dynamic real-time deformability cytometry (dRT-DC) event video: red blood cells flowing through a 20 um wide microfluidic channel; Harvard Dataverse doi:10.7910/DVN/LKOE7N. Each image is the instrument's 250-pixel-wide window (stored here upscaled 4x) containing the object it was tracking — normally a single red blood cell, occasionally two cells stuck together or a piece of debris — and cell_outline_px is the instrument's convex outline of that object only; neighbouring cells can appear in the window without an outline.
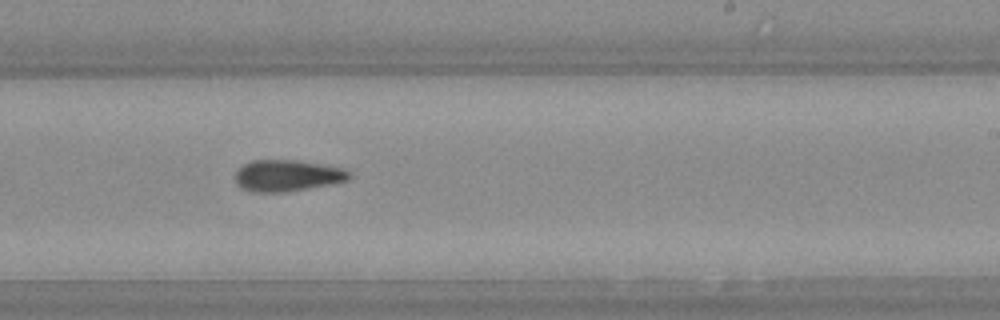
{"species": "Egyptian fruit bat (a non-hibernating species)", "species_latin": "Rousettus aegyptiacus", "temperature_condition": "warm", "stored_images_in_passage": 24, "camera_frame_rate_fps": 3000, "um_per_image_px": 0.085, "animal": {"sex": "female"}, "frame": {"image": 1, "passage_image": 14, "time_ms": 4.333, "image_size_px": [1000, 320], "cell_outline_px": [[352, 176], [348, 180], [308, 188], [284, 192], [252, 192], [240, 188], [236, 184], [236, 172], [244, 164], [252, 160], [296, 160], [320, 164], [340, 168], [348, 172]], "centroid_in_image_um": [24.36, 14.93], "position_along_channel_um": 264.6, "area_um2": 20.63}}